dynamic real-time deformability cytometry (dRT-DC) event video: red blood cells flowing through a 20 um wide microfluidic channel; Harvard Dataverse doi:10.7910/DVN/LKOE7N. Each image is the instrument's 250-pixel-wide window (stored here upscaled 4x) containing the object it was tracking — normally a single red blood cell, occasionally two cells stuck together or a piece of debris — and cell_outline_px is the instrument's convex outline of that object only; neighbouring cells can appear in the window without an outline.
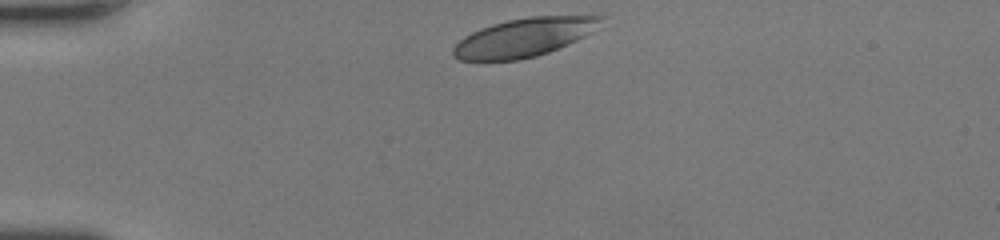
{"species": "human", "species_latin": "Homo sapiens", "temperature_condition": "room temperature", "stored_images_in_passage": 29, "camera_frame_rate_fps": 3000, "um_per_image_px": 0.085, "donor": {"sex": "female"}, "frame": {"image": 1, "passage_image": 1, "time_ms": 0.0, "image_size_px": [1000, 240], "cell_outline_px": [[608, 16], [592, 32], [568, 44], [548, 52], [536, 56], [520, 60], [460, 60], [452, 56], [452, 48], [464, 36], [480, 28], [492, 24], [508, 20], [528, 16]], "centroid_in_image_um": [44.53, 3.17], "position_along_channel_um": 40.5, "area_um2": 33.06}}
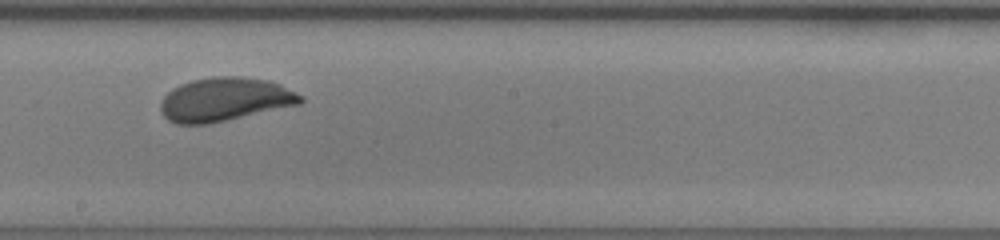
{"frame": {"image": 2, "passage_image": 17, "time_ms": 5.333, "image_size_px": [1000, 240], "cell_outline_px": [[304, 100], [300, 104], [208, 124], [176, 124], [168, 120], [160, 112], [160, 100], [172, 88], [180, 84], [192, 80], [212, 76], [240, 76], [268, 80], [280, 84], [304, 96]], "centroid_in_image_um": [19.09, 8.44], "position_along_channel_um": 229.1, "area_um2": 35.78}}
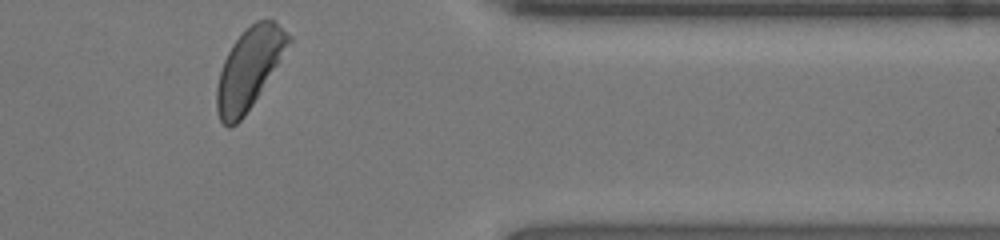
{"frame": {"image": 3, "passage_image": 29, "time_ms": 9.333, "image_size_px": [1000, 240], "cell_outline_px": [[292, 40], [252, 104], [244, 116], [236, 124], [228, 128], [220, 120], [216, 112], [216, 88], [220, 72], [224, 60], [232, 44], [256, 20], [272, 20], [292, 36]], "centroid_in_image_um": [21.14, 5.85], "position_along_channel_um": 390.3, "area_um2": 32.77}, "authors_computed_cell_mechanics": {"area_um2": 34.5644, "velocity_mm_per_s": 4.3694, "shape_relaxation_time_tau1_ms": 3.5722, "shape_relaxation_time_tau2_ms": null, "deformation_change_tau1": 0.1572, "deformation_change_tau2": null}}